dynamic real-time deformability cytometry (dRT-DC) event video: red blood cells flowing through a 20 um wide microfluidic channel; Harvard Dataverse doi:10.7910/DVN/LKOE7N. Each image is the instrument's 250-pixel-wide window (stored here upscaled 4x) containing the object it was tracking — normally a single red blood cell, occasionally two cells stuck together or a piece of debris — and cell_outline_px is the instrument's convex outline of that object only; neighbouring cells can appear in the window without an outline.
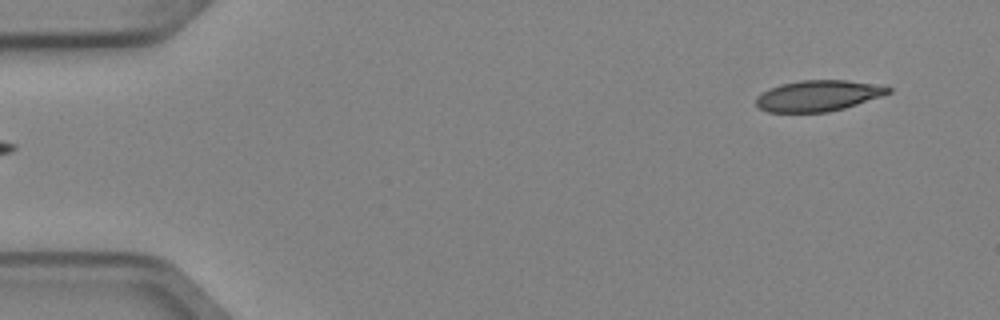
{"species": "Egyptian fruit bat (a non-hibernating species)", "species_latin": "Rousettus aegyptiacus", "temperature_condition": "cold", "stored_images_in_passage": 2, "camera_frame_rate_fps": 3000, "um_per_image_px": 0.085, "animal": {"sex": "female"}, "frame": {"image": 1, "passage_image": 2, "time_ms": 0.333, "image_size_px": [1000, 320], "cell_outline_px": [[892, 92], [844, 108], [828, 112], [768, 112], [760, 108], [756, 104], [756, 96], [780, 84], [800, 80], [844, 80], [892, 88]], "centroid_in_image_um": [69.49, 8.14], "position_along_channel_um": 15.5, "area_um2": 23.35}}